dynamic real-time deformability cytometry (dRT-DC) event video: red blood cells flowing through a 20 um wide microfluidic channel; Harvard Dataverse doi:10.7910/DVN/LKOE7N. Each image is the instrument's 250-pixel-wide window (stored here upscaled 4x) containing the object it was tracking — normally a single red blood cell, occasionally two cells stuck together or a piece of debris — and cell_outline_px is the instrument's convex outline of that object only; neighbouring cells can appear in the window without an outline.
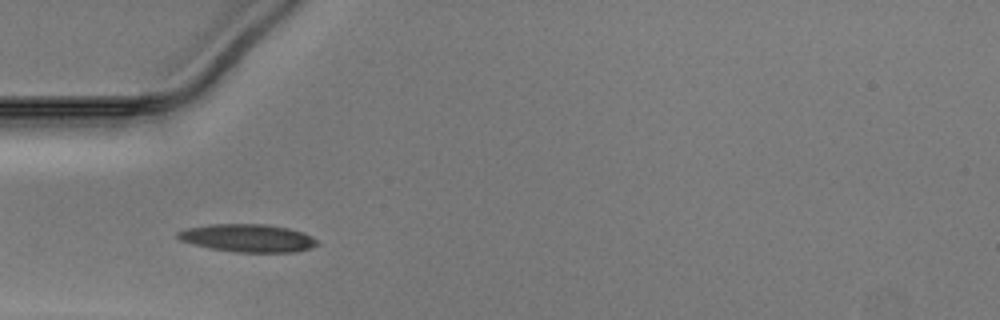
{"species": "Egyptian fruit bat (a non-hibernating species)", "species_latin": "Rousettus aegyptiacus", "temperature_condition": "warm", "stored_images_in_passage": 15, "camera_frame_rate_fps": 3000, "um_per_image_px": 0.085, "animal": {"sex": "male"}, "frame": {"image": 1, "passage_image": 3, "time_ms": 0.667, "image_size_px": [1000, 320], "cell_outline_px": [[320, 244], [296, 252], [236, 252], [212, 248], [180, 240], [176, 236], [176, 232], [188, 228], [212, 224], [264, 224], [288, 228], [304, 232], [320, 240]], "centroid_in_image_um": [21.13, 20.23], "position_along_channel_um": 63.9, "area_um2": 22.54}}
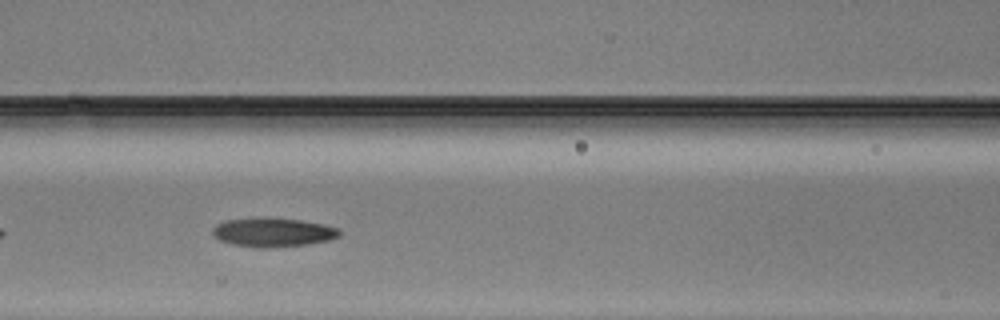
{"frame": {"image": 2, "passage_image": 9, "time_ms": 2.667, "image_size_px": [1000, 320], "cell_outline_px": [[340, 236], [328, 240], [308, 244], [268, 248], [260, 248], [232, 244], [220, 240], [212, 236], [212, 228], [216, 224], [224, 220], [300, 220], [324, 224], [336, 228], [340, 232]], "centroid_in_image_um": [23.19, 19.79], "position_along_channel_um": 143.4, "area_um2": 20.63}}